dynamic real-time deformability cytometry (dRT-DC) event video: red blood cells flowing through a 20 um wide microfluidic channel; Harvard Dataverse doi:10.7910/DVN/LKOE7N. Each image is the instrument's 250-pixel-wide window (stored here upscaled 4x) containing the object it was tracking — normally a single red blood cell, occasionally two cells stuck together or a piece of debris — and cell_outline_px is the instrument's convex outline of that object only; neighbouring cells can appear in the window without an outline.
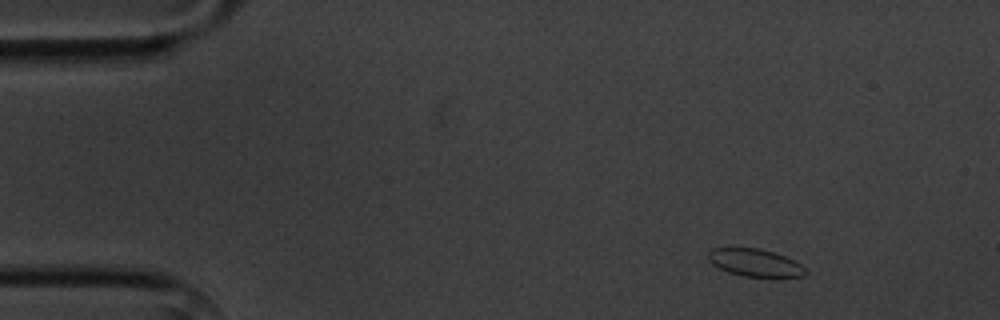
{"species": "common noctule bat (a hibernating species)", "species_latin": "Nyctalus noctula", "temperature_condition": "cold", "stored_images_in_passage": 5, "camera_frame_rate_fps": 3000, "um_per_image_px": 0.085, "animal": {"sex": "male", "body_mass_g": 20.1, "forearm_length_mm": 53.5}, "frame": {"image": 1, "passage_image": 1, "time_ms": 0.0, "image_size_px": [1000, 320], "cell_outline_px": [[808, 272], [804, 276], [744, 276], [728, 272], [712, 264], [708, 260], [708, 252], [712, 248], [760, 248], [776, 252], [800, 264]], "centroid_in_image_um": [64.15, 22.31], "position_along_channel_um": 20.9, "area_um2": 15.43}}
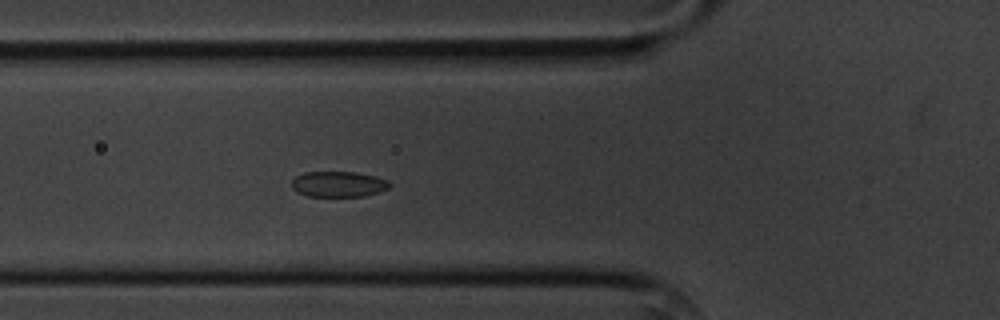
{"frame": {"image": 2, "passage_image": 5, "time_ms": 4.333, "image_size_px": [1000, 320], "cell_outline_px": [[392, 184], [388, 188], [380, 192], [364, 196], [308, 196], [296, 192], [292, 188], [292, 180], [296, 176], [304, 172], [356, 172], [376, 176], [388, 180]], "centroid_in_image_um": [28.78, 15.65], "position_along_channel_um": 97.0, "area_um2": 14.74}}